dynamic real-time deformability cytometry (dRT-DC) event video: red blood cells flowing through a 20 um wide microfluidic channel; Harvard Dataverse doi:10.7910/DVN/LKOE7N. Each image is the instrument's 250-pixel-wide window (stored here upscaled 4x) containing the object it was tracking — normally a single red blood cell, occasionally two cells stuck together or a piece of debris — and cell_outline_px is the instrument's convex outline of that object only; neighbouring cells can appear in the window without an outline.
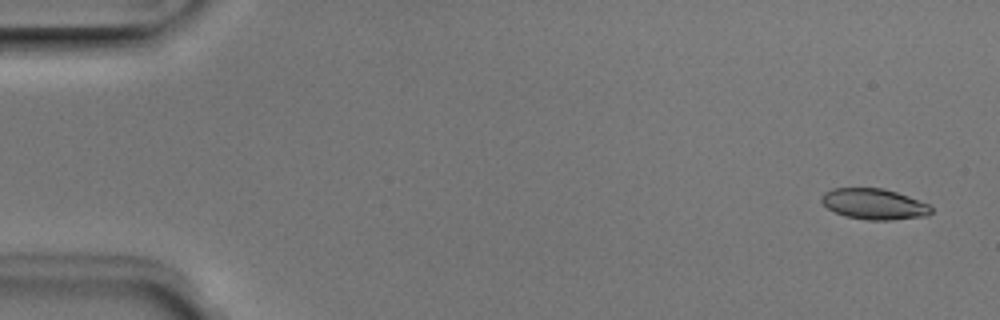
{"species": "Egyptian fruit bat (a non-hibernating species)", "species_latin": "Rousettus aegyptiacus", "temperature_condition": "room temperature", "stored_images_in_passage": 4, "camera_frame_rate_fps": 3000, "um_per_image_px": 0.085, "animal": {"sex": "male"}, "frame": {"image": 1, "passage_image": 1, "time_ms": 0.0, "image_size_px": [1000, 320], "cell_outline_px": [[932, 212], [928, 216], [892, 220], [868, 220], [844, 216], [828, 208], [820, 200], [820, 196], [824, 192], [832, 188], [884, 188], [908, 196], [928, 204], [932, 208]], "centroid_in_image_um": [74.29, 17.34], "position_along_channel_um": 10.7, "area_um2": 19.77}}
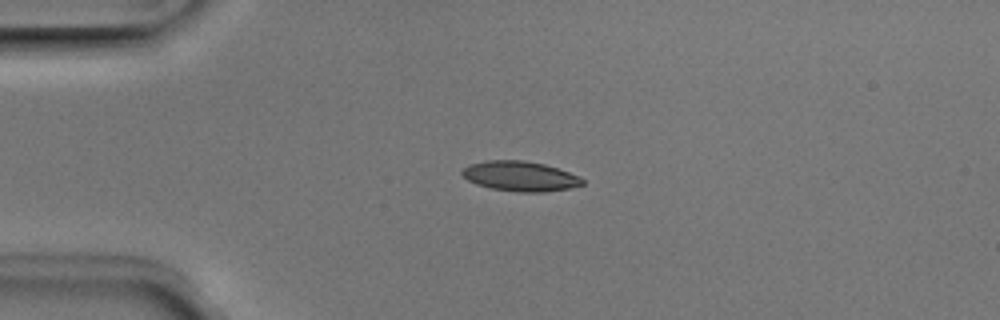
{"frame": {"image": 2, "passage_image": 4, "time_ms": 1.0, "image_size_px": [1000, 320], "cell_outline_px": [[584, 184], [568, 188], [544, 192], [520, 192], [492, 188], [476, 184], [468, 180], [460, 172], [468, 164], [488, 160], [520, 160], [544, 164], [580, 176], [584, 180]], "centroid_in_image_um": [44.2, 14.97], "position_along_channel_um": 40.8, "area_um2": 20.81}}